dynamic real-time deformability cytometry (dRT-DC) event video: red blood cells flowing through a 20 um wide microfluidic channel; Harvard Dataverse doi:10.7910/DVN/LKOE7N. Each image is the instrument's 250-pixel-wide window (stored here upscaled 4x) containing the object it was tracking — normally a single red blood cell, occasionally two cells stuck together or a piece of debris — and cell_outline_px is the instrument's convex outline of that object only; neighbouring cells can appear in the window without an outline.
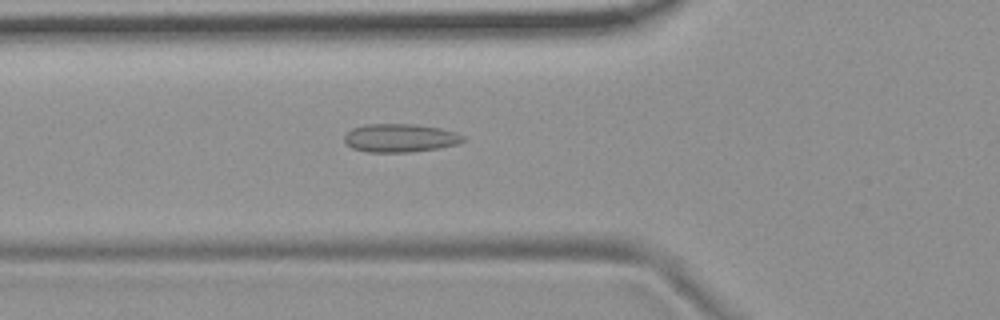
{"species": "common noctule bat (a hibernating species)", "species_latin": "Nyctalus noctula", "temperature_condition": "room temperature", "stored_images_in_passage": 46, "camera_frame_rate_fps": 3000, "um_per_image_px": 0.085, "animal": {"sex": "female", "body_mass_g": 19.9}, "frame": {"image": 1, "passage_image": 11, "time_ms": 3.333, "image_size_px": [1000, 320], "cell_outline_px": [[464, 140], [456, 144], [436, 148], [408, 152], [368, 152], [352, 148], [344, 144], [344, 136], [352, 128], [368, 124], [416, 124], [440, 128], [456, 132], [464, 136]], "centroid_in_image_um": [33.97, 11.72], "position_along_channel_um": 91.8, "area_um2": 19.54}}
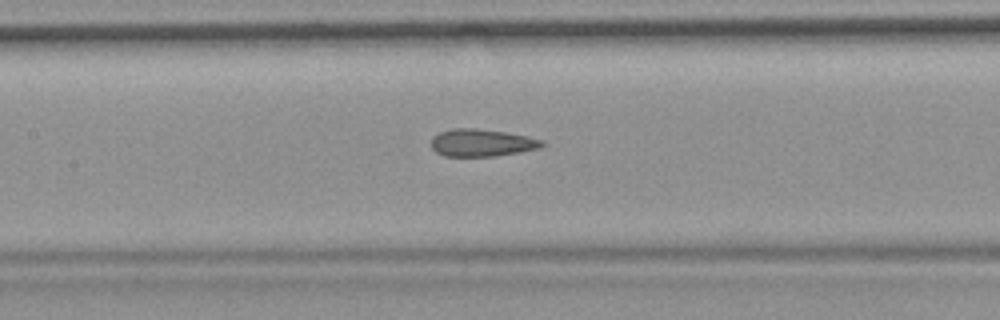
{"frame": {"image": 2, "passage_image": 17, "time_ms": 5.333, "image_size_px": [1000, 320], "cell_outline_px": [[548, 144], [540, 148], [520, 152], [496, 156], [444, 156], [436, 152], [432, 148], [432, 136], [440, 132], [452, 128], [476, 128], [504, 132], [528, 136], [544, 140]], "centroid_in_image_um": [40.99, 12.13], "position_along_channel_um": 166.4, "area_um2": 17.86}}
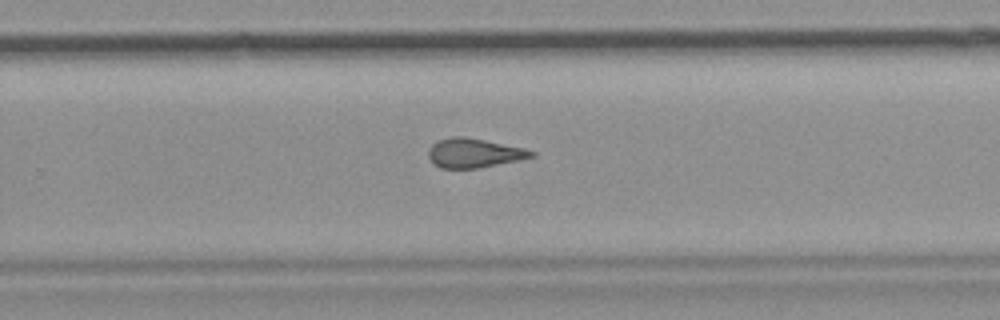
{"frame": {"image": 3, "passage_image": 27, "time_ms": 8.667, "image_size_px": [1000, 320], "cell_outline_px": [[536, 156], [476, 168], [440, 168], [428, 156], [428, 148], [436, 140], [452, 136], [464, 136], [524, 148], [536, 152]], "centroid_in_image_um": [40.26, 12.99], "position_along_channel_um": 289.5, "area_um2": 17.34}, "authors_computed_cell_mechanics": {"area_um2": 18.1492, "velocity_mm_per_s": 3.7078, "shape_relaxation_time_tau1_ms": null, "shape_relaxation_time_tau2_ms": 1.9371, "deformation_change_tau1": null, "deformation_change_tau2": 0.1045}}